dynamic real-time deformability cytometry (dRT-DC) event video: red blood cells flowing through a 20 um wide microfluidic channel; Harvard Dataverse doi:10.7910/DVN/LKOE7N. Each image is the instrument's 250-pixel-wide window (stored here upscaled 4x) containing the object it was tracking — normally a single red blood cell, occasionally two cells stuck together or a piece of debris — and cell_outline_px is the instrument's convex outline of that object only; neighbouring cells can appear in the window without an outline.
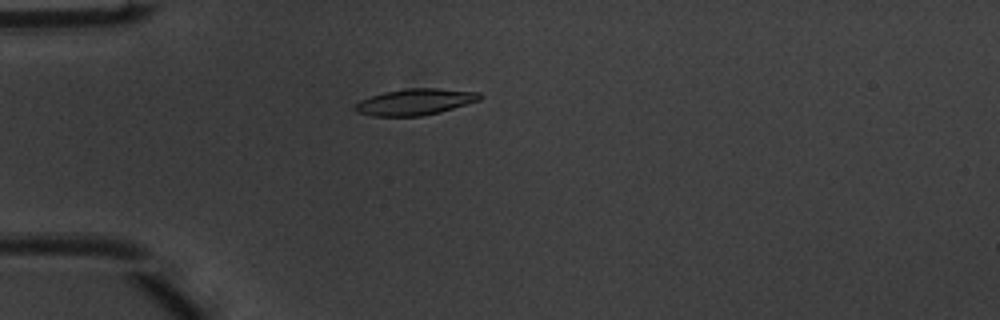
{"species": "common noctule bat (a hibernating species)", "species_latin": "Nyctalus noctula", "temperature_condition": "warm", "stored_images_in_passage": 51, "camera_frame_rate_fps": 3000, "um_per_image_px": 0.085, "animal": {"sex": "male", "body_mass_g": 20.1, "forearm_length_mm": 53.5}, "frame": {"image": 1, "passage_image": 15, "time_ms": 4.667, "image_size_px": [1000, 320], "cell_outline_px": [[484, 96], [480, 100], [440, 112], [424, 116], [372, 116], [356, 112], [352, 108], [360, 100], [384, 92], [408, 88], [440, 88], [480, 92]], "centroid_in_image_um": [35.3, 8.66], "position_along_channel_um": 49.7, "area_um2": 19.25}}
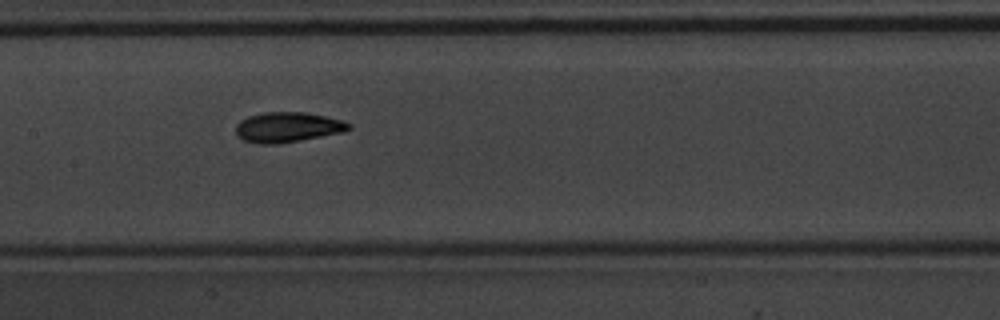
{"frame": {"image": 2, "passage_image": 26, "time_ms": 8.333, "image_size_px": [1000, 320], "cell_outline_px": [[352, 128], [344, 132], [280, 144], [256, 144], [244, 140], [236, 136], [236, 124], [240, 120], [248, 116], [264, 112], [304, 112], [324, 116], [340, 120], [352, 124]], "centroid_in_image_um": [24.43, 10.82], "position_along_channel_um": 183.0, "area_um2": 20.0}}
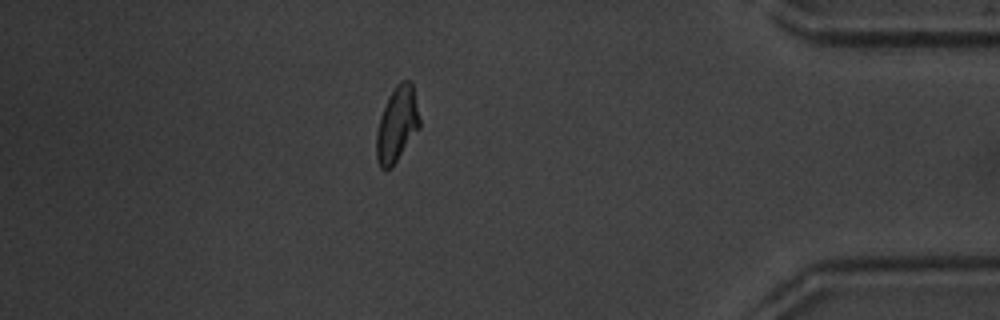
{"frame": {"image": 3, "passage_image": 45, "time_ms": 14.667, "image_size_px": [1000, 320], "cell_outline_px": [[420, 128], [392, 168], [380, 168], [376, 160], [376, 132], [380, 116], [388, 96], [396, 84], [400, 80], [408, 80], [412, 84], [420, 120]], "centroid_in_image_um": [33.73, 10.59], "position_along_channel_um": 401.5, "area_um2": 19.07}, "authors_computed_cell_mechanics": {"area_um2": 18.7272, "velocity_mm_per_s": 4.0185, "shape_relaxation_time_tau1_ms": 2.5551, "shape_relaxation_time_tau2_ms": 2.0128, "deformation_change_tau1": 0.1483, "deformation_change_tau2": 0.066}}